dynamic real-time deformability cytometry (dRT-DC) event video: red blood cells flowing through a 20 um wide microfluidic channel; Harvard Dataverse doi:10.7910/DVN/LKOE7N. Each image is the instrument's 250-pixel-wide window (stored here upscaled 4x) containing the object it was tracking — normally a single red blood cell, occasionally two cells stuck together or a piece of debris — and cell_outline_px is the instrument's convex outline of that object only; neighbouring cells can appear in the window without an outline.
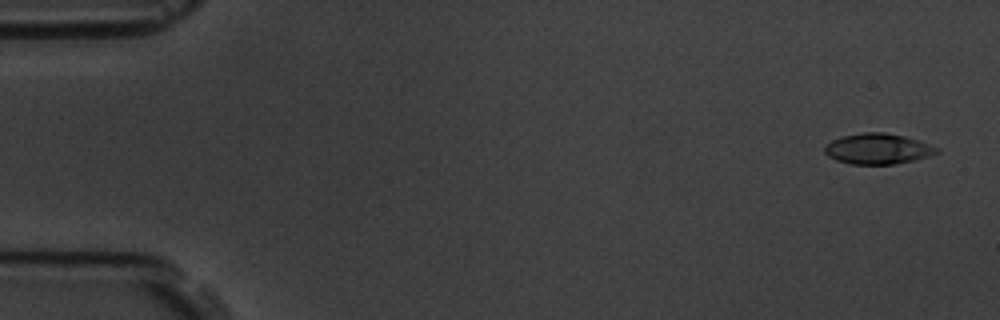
{"species": "common noctule bat (a hibernating species)", "species_latin": "Nyctalus noctula", "temperature_condition": "room temperature", "stored_images_in_passage": 5, "camera_frame_rate_fps": 3000, "um_per_image_px": 0.085, "animal": {"sex": "male", "body_mass_g": 19.5, "forearm_length_mm": 54.6}, "frame": {"image": 1, "passage_image": 1, "time_ms": 0.0, "image_size_px": [1000, 320], "cell_outline_px": [[940, 148], [936, 152], [928, 156], [912, 160], [892, 164], [852, 164], [836, 160], [828, 156], [824, 152], [824, 144], [832, 140], [844, 136], [864, 132], [884, 132], [904, 136]], "centroid_in_image_um": [74.55, 12.64], "position_along_channel_um": 10.4, "area_um2": 19.71}}
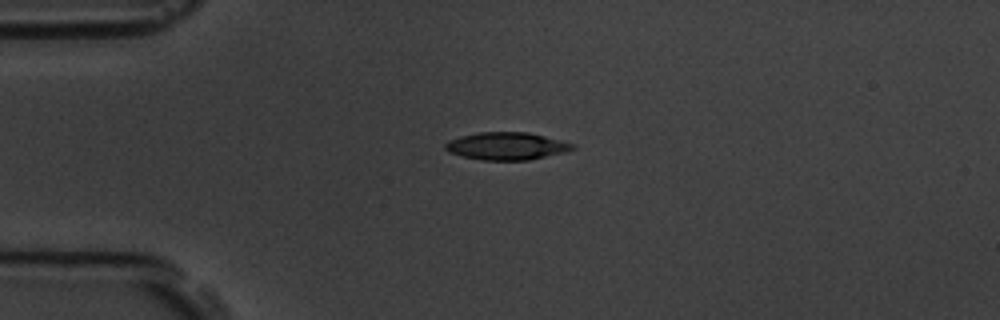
{"frame": {"image": 2, "passage_image": 4, "time_ms": 3.667, "image_size_px": [1000, 320], "cell_outline_px": [[576, 148], [564, 152], [528, 160], [480, 160], [448, 152], [444, 148], [444, 144], [448, 140], [460, 136], [476, 132], [528, 132], [576, 144]], "centroid_in_image_um": [43.04, 12.41], "position_along_channel_um": 42.0, "area_um2": 20.46}}